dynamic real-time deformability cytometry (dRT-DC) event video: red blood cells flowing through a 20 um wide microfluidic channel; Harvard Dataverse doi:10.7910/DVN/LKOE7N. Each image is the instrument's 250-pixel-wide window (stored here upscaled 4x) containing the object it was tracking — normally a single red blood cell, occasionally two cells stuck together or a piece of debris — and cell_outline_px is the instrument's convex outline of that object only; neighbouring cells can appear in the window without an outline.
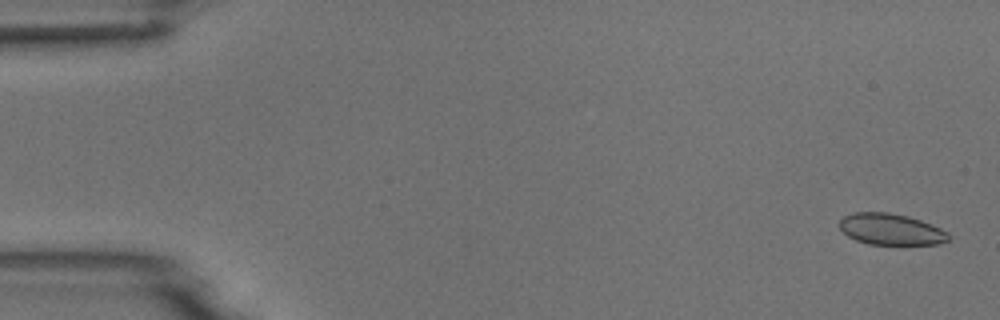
{"species": "common noctule bat (a hibernating species)", "species_latin": "Nyctalus noctula", "temperature_condition": "room temperature", "stored_images_in_passage": 5, "camera_frame_rate_fps": 3000, "um_per_image_px": 0.085, "animal": {"sex": "male", "body_mass_g": 18.8}, "frame": {"image": 1, "passage_image": 1, "time_ms": 0.0, "image_size_px": [1000, 320], "cell_outline_px": [[952, 236], [948, 240], [940, 244], [868, 244], [856, 240], [848, 236], [836, 224], [844, 216], [852, 212], [888, 212], [908, 216], [932, 224], [948, 232]], "centroid_in_image_um": [75.72, 19.48], "position_along_channel_um": 9.3, "area_um2": 20.06}}
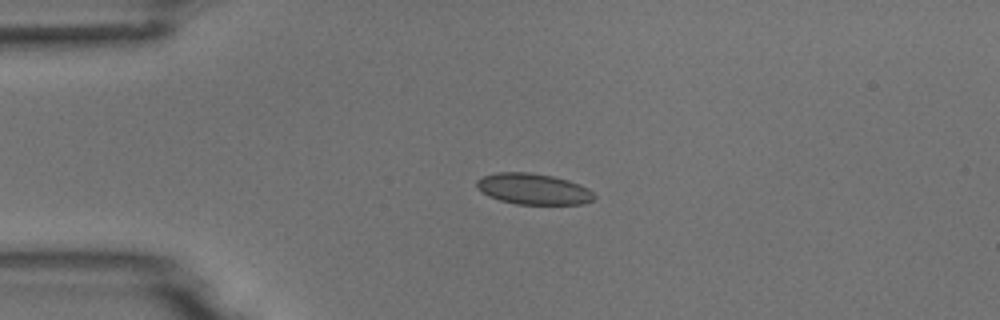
{"frame": {"image": 2, "passage_image": 4, "time_ms": 3.667, "image_size_px": [1000, 320], "cell_outline_px": [[596, 196], [592, 200], [584, 204], [516, 204], [500, 200], [488, 196], [480, 192], [476, 188], [476, 180], [484, 176], [496, 172], [528, 172], [552, 176], [568, 180], [580, 184], [588, 188]], "centroid_in_image_um": [45.31, 16.06], "position_along_channel_um": 39.7, "area_um2": 21.33}}